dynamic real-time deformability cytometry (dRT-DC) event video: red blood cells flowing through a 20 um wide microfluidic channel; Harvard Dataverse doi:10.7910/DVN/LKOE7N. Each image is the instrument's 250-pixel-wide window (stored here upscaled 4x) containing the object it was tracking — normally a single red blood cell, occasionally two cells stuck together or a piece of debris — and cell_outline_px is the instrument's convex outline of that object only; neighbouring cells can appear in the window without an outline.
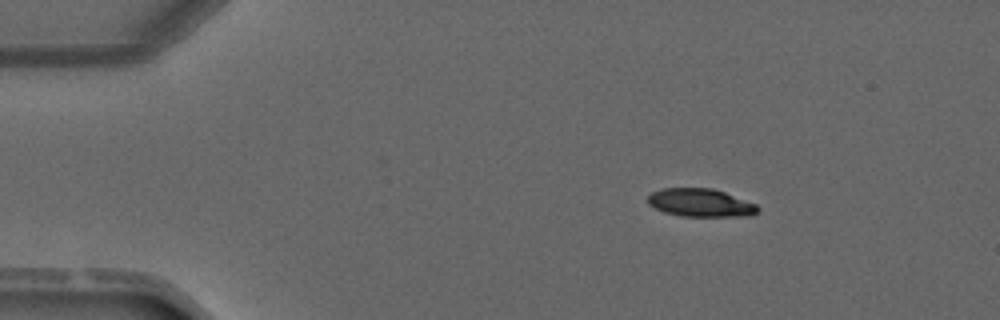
{"species": "common noctule bat (a hibernating species)", "species_latin": "Nyctalus noctula", "temperature_condition": "warm", "stored_images_in_passage": 3, "camera_frame_rate_fps": 3000, "um_per_image_px": 0.085, "animal": {"sex": "male", "forearm_length_mm": 52.5}, "frame": {"image": 1, "passage_image": 1, "time_ms": 0.0, "image_size_px": [1000, 320], "cell_outline_px": [[760, 208], [752, 216], [680, 216], [664, 212], [648, 204], [648, 196], [652, 192], [660, 188], [712, 188], [724, 192], [756, 204]], "centroid_in_image_um": [59.53, 17.23], "position_along_channel_um": 25.5, "area_um2": 17.98}}